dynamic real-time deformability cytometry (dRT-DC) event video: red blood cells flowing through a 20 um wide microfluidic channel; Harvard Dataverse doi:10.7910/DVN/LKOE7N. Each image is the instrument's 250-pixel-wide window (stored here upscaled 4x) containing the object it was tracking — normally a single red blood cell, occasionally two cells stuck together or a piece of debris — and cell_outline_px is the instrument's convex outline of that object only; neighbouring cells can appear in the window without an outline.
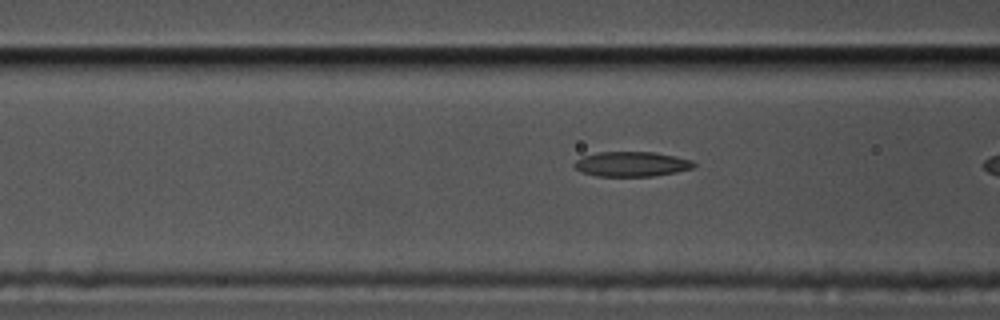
{"species": "common noctule bat (a hibernating species)", "species_latin": "Nyctalus noctula", "temperature_condition": "cold", "stored_images_in_passage": 11, "camera_frame_rate_fps": 3000, "um_per_image_px": 0.085, "animal": {"sex": "male", "body_mass_g": 17.5, "forearm_length_mm": 52.3}, "frame": {"image": 1, "passage_image": 10, "time_ms": 3.0, "image_size_px": [1000, 320], "cell_outline_px": [[696, 164], [692, 168], [676, 172], [652, 176], [596, 176], [580, 172], [572, 164], [576, 160], [584, 156], [596, 152], [652, 152], [692, 160]], "centroid_in_image_um": [53.64, 13.95], "position_along_channel_um": 113.0, "area_um2": 17.22}}